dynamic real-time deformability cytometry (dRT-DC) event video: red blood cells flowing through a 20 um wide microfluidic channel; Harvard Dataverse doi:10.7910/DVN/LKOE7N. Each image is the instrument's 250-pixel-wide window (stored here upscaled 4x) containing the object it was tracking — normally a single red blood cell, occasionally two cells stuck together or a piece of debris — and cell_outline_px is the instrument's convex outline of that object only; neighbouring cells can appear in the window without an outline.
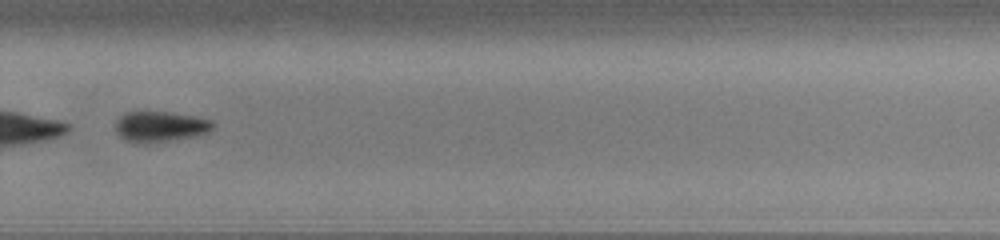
{"species": "common noctule bat (a hibernating species)", "species_latin": "Nyctalus noctula", "temperature_condition": "cold", "stored_images_in_passage": 52, "camera_frame_rate_fps": 3000, "um_per_image_px": 0.085, "animal": {"sex": "male", "body_mass_g": 13.0, "forearm_length_mm": 53.1}, "frame": {"image": 1, "passage_image": 37, "time_ms": 12.0, "image_size_px": [1000, 240], "cell_outline_px": [[216, 124], [208, 132], [196, 136], [144, 144], [136, 144], [124, 140], [116, 132], [116, 120], [124, 112], [172, 112], [196, 116], [212, 120]], "centroid_in_image_um": [13.61, 10.76], "position_along_channel_um": 316.2, "area_um2": 17.63}}